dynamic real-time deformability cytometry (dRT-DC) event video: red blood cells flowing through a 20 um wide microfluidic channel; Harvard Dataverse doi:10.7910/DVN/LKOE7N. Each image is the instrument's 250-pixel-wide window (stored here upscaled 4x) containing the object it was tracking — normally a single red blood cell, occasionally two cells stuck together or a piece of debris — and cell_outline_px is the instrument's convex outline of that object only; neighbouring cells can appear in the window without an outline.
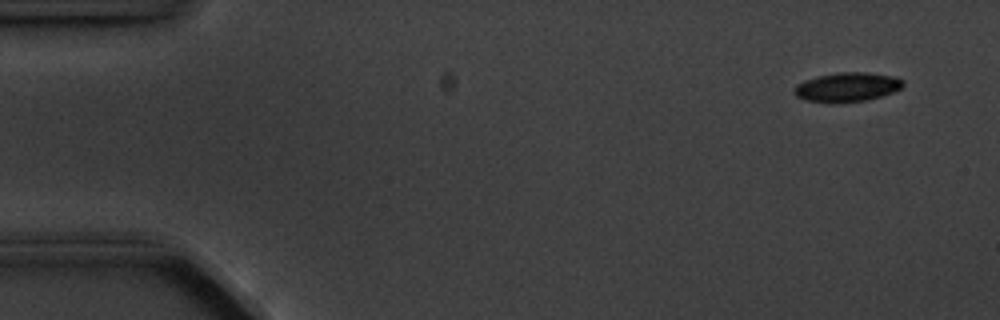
{"species": "common noctule bat (a hibernating species)", "species_latin": "Nyctalus noctula", "temperature_condition": "cold", "stored_images_in_passage": 5, "camera_frame_rate_fps": 3000, "um_per_image_px": 0.085, "animal": {"sex": "male", "body_mass_g": 20.1, "forearm_length_mm": 53.5}, "frame": {"image": 1, "passage_image": 1, "time_ms": 0.0, "image_size_px": [1000, 320], "cell_outline_px": [[904, 84], [900, 88], [892, 92], [880, 96], [864, 100], [836, 104], [828, 104], [804, 100], [796, 96], [792, 92], [792, 88], [796, 84], [804, 80], [816, 76], [840, 72], [868, 72], [896, 76], [904, 80]], "centroid_in_image_um": [71.94, 7.41], "position_along_channel_um": 13.1, "area_um2": 19.02}}
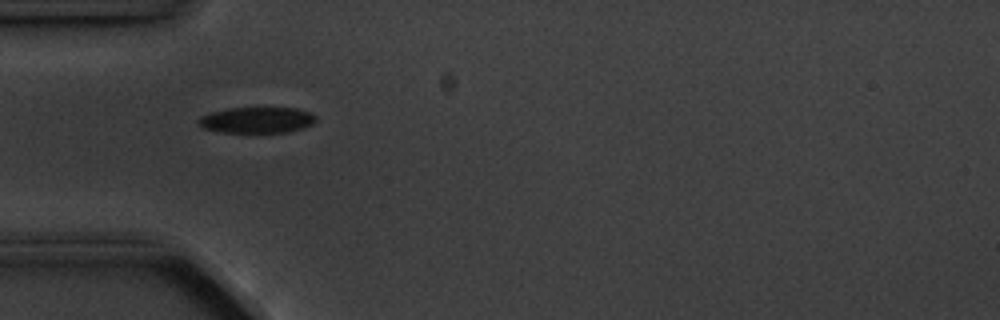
{"frame": {"image": 2, "passage_image": 4, "time_ms": 4.333, "image_size_px": [1000, 320], "cell_outline_px": [[316, 120], [312, 124], [304, 128], [288, 132], [220, 132], [204, 128], [196, 120], [200, 116], [212, 112], [228, 108], [296, 108], [312, 112], [316, 116]], "centroid_in_image_um": [21.87, 10.2], "position_along_channel_um": 63.1, "area_um2": 17.8}}